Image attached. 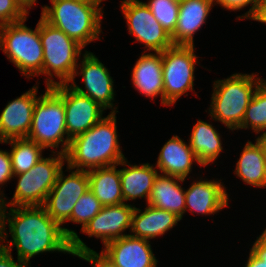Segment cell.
I'll return each mask as SVG.
<instances>
[{
  "label": "cell",
  "instance_id": "cell-1",
  "mask_svg": "<svg viewBox=\"0 0 266 267\" xmlns=\"http://www.w3.org/2000/svg\"><path fill=\"white\" fill-rule=\"evenodd\" d=\"M3 225L0 246L8 252L15 246L17 258L29 265L30 259L39 254L72 253L71 240L44 206H6ZM8 234L11 240H8Z\"/></svg>",
  "mask_w": 266,
  "mask_h": 267
},
{
  "label": "cell",
  "instance_id": "cell-2",
  "mask_svg": "<svg viewBox=\"0 0 266 267\" xmlns=\"http://www.w3.org/2000/svg\"><path fill=\"white\" fill-rule=\"evenodd\" d=\"M118 113H110L83 134L70 140L65 153L66 165L76 170L119 164L125 159L117 134Z\"/></svg>",
  "mask_w": 266,
  "mask_h": 267
},
{
  "label": "cell",
  "instance_id": "cell-3",
  "mask_svg": "<svg viewBox=\"0 0 266 267\" xmlns=\"http://www.w3.org/2000/svg\"><path fill=\"white\" fill-rule=\"evenodd\" d=\"M51 6H42L41 17L50 25L62 30L84 48L101 40L104 6L102 2L80 0H49Z\"/></svg>",
  "mask_w": 266,
  "mask_h": 267
},
{
  "label": "cell",
  "instance_id": "cell-4",
  "mask_svg": "<svg viewBox=\"0 0 266 267\" xmlns=\"http://www.w3.org/2000/svg\"><path fill=\"white\" fill-rule=\"evenodd\" d=\"M258 73H234L213 81L208 109L212 120L221 122L229 131L241 126L246 109L257 87L265 80Z\"/></svg>",
  "mask_w": 266,
  "mask_h": 267
},
{
  "label": "cell",
  "instance_id": "cell-5",
  "mask_svg": "<svg viewBox=\"0 0 266 267\" xmlns=\"http://www.w3.org/2000/svg\"><path fill=\"white\" fill-rule=\"evenodd\" d=\"M40 39L43 46L42 74L45 75L46 87L69 84L85 48L41 16Z\"/></svg>",
  "mask_w": 266,
  "mask_h": 267
},
{
  "label": "cell",
  "instance_id": "cell-6",
  "mask_svg": "<svg viewBox=\"0 0 266 267\" xmlns=\"http://www.w3.org/2000/svg\"><path fill=\"white\" fill-rule=\"evenodd\" d=\"M66 166L60 170L54 186L48 194L44 207L48 215L59 223L65 235L71 240V251L93 250L78 236L75 230L64 227L70 219L77 200L89 189L88 171L76 170ZM68 172L65 175L64 172Z\"/></svg>",
  "mask_w": 266,
  "mask_h": 267
},
{
  "label": "cell",
  "instance_id": "cell-7",
  "mask_svg": "<svg viewBox=\"0 0 266 267\" xmlns=\"http://www.w3.org/2000/svg\"><path fill=\"white\" fill-rule=\"evenodd\" d=\"M27 18L0 26V49L8 61L29 79L42 76L43 46L40 39V19L35 29L27 27Z\"/></svg>",
  "mask_w": 266,
  "mask_h": 267
},
{
  "label": "cell",
  "instance_id": "cell-8",
  "mask_svg": "<svg viewBox=\"0 0 266 267\" xmlns=\"http://www.w3.org/2000/svg\"><path fill=\"white\" fill-rule=\"evenodd\" d=\"M27 138L45 150L54 148L52 152L64 155L68 150L70 139L66 132L65 106L63 99L51 87H46L35 103Z\"/></svg>",
  "mask_w": 266,
  "mask_h": 267
},
{
  "label": "cell",
  "instance_id": "cell-9",
  "mask_svg": "<svg viewBox=\"0 0 266 267\" xmlns=\"http://www.w3.org/2000/svg\"><path fill=\"white\" fill-rule=\"evenodd\" d=\"M65 164L64 154L51 151L49 157L43 156L30 170L15 174L16 188L11 200L5 197V206H43Z\"/></svg>",
  "mask_w": 266,
  "mask_h": 267
},
{
  "label": "cell",
  "instance_id": "cell-10",
  "mask_svg": "<svg viewBox=\"0 0 266 267\" xmlns=\"http://www.w3.org/2000/svg\"><path fill=\"white\" fill-rule=\"evenodd\" d=\"M195 46L173 45L162 52L164 106H173L188 91L194 90L198 57Z\"/></svg>",
  "mask_w": 266,
  "mask_h": 267
},
{
  "label": "cell",
  "instance_id": "cell-11",
  "mask_svg": "<svg viewBox=\"0 0 266 267\" xmlns=\"http://www.w3.org/2000/svg\"><path fill=\"white\" fill-rule=\"evenodd\" d=\"M123 14L129 34L140 44L144 52H163L173 46L171 35L153 16L145 2L140 0H121Z\"/></svg>",
  "mask_w": 266,
  "mask_h": 267
},
{
  "label": "cell",
  "instance_id": "cell-12",
  "mask_svg": "<svg viewBox=\"0 0 266 267\" xmlns=\"http://www.w3.org/2000/svg\"><path fill=\"white\" fill-rule=\"evenodd\" d=\"M110 71L98 59V57L85 50L82 58L77 64L75 74L70 86L80 94L90 97L105 110L110 109V113H119L118 105L115 102L114 81L110 76ZM77 76H82L83 85L78 86L75 82Z\"/></svg>",
  "mask_w": 266,
  "mask_h": 267
},
{
  "label": "cell",
  "instance_id": "cell-13",
  "mask_svg": "<svg viewBox=\"0 0 266 267\" xmlns=\"http://www.w3.org/2000/svg\"><path fill=\"white\" fill-rule=\"evenodd\" d=\"M51 88L63 99L66 132L70 140L86 132L104 117L103 107L77 92L70 84H59Z\"/></svg>",
  "mask_w": 266,
  "mask_h": 267
},
{
  "label": "cell",
  "instance_id": "cell-14",
  "mask_svg": "<svg viewBox=\"0 0 266 267\" xmlns=\"http://www.w3.org/2000/svg\"><path fill=\"white\" fill-rule=\"evenodd\" d=\"M9 101L0 113V144L10 139L27 138L31 126L39 83Z\"/></svg>",
  "mask_w": 266,
  "mask_h": 267
},
{
  "label": "cell",
  "instance_id": "cell-15",
  "mask_svg": "<svg viewBox=\"0 0 266 267\" xmlns=\"http://www.w3.org/2000/svg\"><path fill=\"white\" fill-rule=\"evenodd\" d=\"M135 205L122 203L119 205L103 206L80 232L102 241L103 246L117 238L130 234L132 214ZM129 229V233L125 232Z\"/></svg>",
  "mask_w": 266,
  "mask_h": 267
},
{
  "label": "cell",
  "instance_id": "cell-16",
  "mask_svg": "<svg viewBox=\"0 0 266 267\" xmlns=\"http://www.w3.org/2000/svg\"><path fill=\"white\" fill-rule=\"evenodd\" d=\"M199 178L185 189V213L210 216L230 206V195L222 179Z\"/></svg>",
  "mask_w": 266,
  "mask_h": 267
},
{
  "label": "cell",
  "instance_id": "cell-17",
  "mask_svg": "<svg viewBox=\"0 0 266 267\" xmlns=\"http://www.w3.org/2000/svg\"><path fill=\"white\" fill-rule=\"evenodd\" d=\"M150 242L129 234L105 244L101 253L115 267H157Z\"/></svg>",
  "mask_w": 266,
  "mask_h": 267
},
{
  "label": "cell",
  "instance_id": "cell-18",
  "mask_svg": "<svg viewBox=\"0 0 266 267\" xmlns=\"http://www.w3.org/2000/svg\"><path fill=\"white\" fill-rule=\"evenodd\" d=\"M131 82L135 91L151 101L160 96L161 105L164 106L162 52H141L132 68Z\"/></svg>",
  "mask_w": 266,
  "mask_h": 267
},
{
  "label": "cell",
  "instance_id": "cell-19",
  "mask_svg": "<svg viewBox=\"0 0 266 267\" xmlns=\"http://www.w3.org/2000/svg\"><path fill=\"white\" fill-rule=\"evenodd\" d=\"M193 164L202 168L190 144L178 135H173L162 146L154 165L160 174L187 179Z\"/></svg>",
  "mask_w": 266,
  "mask_h": 267
},
{
  "label": "cell",
  "instance_id": "cell-20",
  "mask_svg": "<svg viewBox=\"0 0 266 267\" xmlns=\"http://www.w3.org/2000/svg\"><path fill=\"white\" fill-rule=\"evenodd\" d=\"M214 0H181L177 25L171 36L174 45L195 46L194 35L200 31L208 18Z\"/></svg>",
  "mask_w": 266,
  "mask_h": 267
},
{
  "label": "cell",
  "instance_id": "cell-21",
  "mask_svg": "<svg viewBox=\"0 0 266 267\" xmlns=\"http://www.w3.org/2000/svg\"><path fill=\"white\" fill-rule=\"evenodd\" d=\"M118 166H123L120 169V180L124 203L145 198L147 204L154 180L159 173L155 165L148 162L133 165L125 158Z\"/></svg>",
  "mask_w": 266,
  "mask_h": 267
},
{
  "label": "cell",
  "instance_id": "cell-22",
  "mask_svg": "<svg viewBox=\"0 0 266 267\" xmlns=\"http://www.w3.org/2000/svg\"><path fill=\"white\" fill-rule=\"evenodd\" d=\"M146 205L143 211L136 206L134 208L130 230L131 236L149 241L165 235L172 228L178 226V222L181 221L177 215L170 211Z\"/></svg>",
  "mask_w": 266,
  "mask_h": 267
},
{
  "label": "cell",
  "instance_id": "cell-23",
  "mask_svg": "<svg viewBox=\"0 0 266 267\" xmlns=\"http://www.w3.org/2000/svg\"><path fill=\"white\" fill-rule=\"evenodd\" d=\"M185 181L186 179L158 173L147 204L170 211L182 220L185 215V187L181 183Z\"/></svg>",
  "mask_w": 266,
  "mask_h": 267
},
{
  "label": "cell",
  "instance_id": "cell-24",
  "mask_svg": "<svg viewBox=\"0 0 266 267\" xmlns=\"http://www.w3.org/2000/svg\"><path fill=\"white\" fill-rule=\"evenodd\" d=\"M234 174L246 185L266 188V156L259 141L248 139L235 164Z\"/></svg>",
  "mask_w": 266,
  "mask_h": 267
},
{
  "label": "cell",
  "instance_id": "cell-25",
  "mask_svg": "<svg viewBox=\"0 0 266 267\" xmlns=\"http://www.w3.org/2000/svg\"><path fill=\"white\" fill-rule=\"evenodd\" d=\"M188 143L202 167L217 162V158L224 150L222 135L214 128L212 122L198 119L194 123Z\"/></svg>",
  "mask_w": 266,
  "mask_h": 267
},
{
  "label": "cell",
  "instance_id": "cell-26",
  "mask_svg": "<svg viewBox=\"0 0 266 267\" xmlns=\"http://www.w3.org/2000/svg\"><path fill=\"white\" fill-rule=\"evenodd\" d=\"M118 164L88 170L89 189L103 206L124 203Z\"/></svg>",
  "mask_w": 266,
  "mask_h": 267
},
{
  "label": "cell",
  "instance_id": "cell-27",
  "mask_svg": "<svg viewBox=\"0 0 266 267\" xmlns=\"http://www.w3.org/2000/svg\"><path fill=\"white\" fill-rule=\"evenodd\" d=\"M9 144L13 174H21L30 170L43 157L44 148L28 138L10 139L3 142Z\"/></svg>",
  "mask_w": 266,
  "mask_h": 267
},
{
  "label": "cell",
  "instance_id": "cell-28",
  "mask_svg": "<svg viewBox=\"0 0 266 267\" xmlns=\"http://www.w3.org/2000/svg\"><path fill=\"white\" fill-rule=\"evenodd\" d=\"M251 129L256 135L266 132V79L257 87L238 130Z\"/></svg>",
  "mask_w": 266,
  "mask_h": 267
},
{
  "label": "cell",
  "instance_id": "cell-29",
  "mask_svg": "<svg viewBox=\"0 0 266 267\" xmlns=\"http://www.w3.org/2000/svg\"><path fill=\"white\" fill-rule=\"evenodd\" d=\"M145 4L162 27L172 36L177 25L179 1L148 0Z\"/></svg>",
  "mask_w": 266,
  "mask_h": 267
},
{
  "label": "cell",
  "instance_id": "cell-30",
  "mask_svg": "<svg viewBox=\"0 0 266 267\" xmlns=\"http://www.w3.org/2000/svg\"><path fill=\"white\" fill-rule=\"evenodd\" d=\"M103 205L88 189L75 203L70 219L67 221L84 226L101 211Z\"/></svg>",
  "mask_w": 266,
  "mask_h": 267
},
{
  "label": "cell",
  "instance_id": "cell-31",
  "mask_svg": "<svg viewBox=\"0 0 266 267\" xmlns=\"http://www.w3.org/2000/svg\"><path fill=\"white\" fill-rule=\"evenodd\" d=\"M28 17V14L15 0H0V26L16 23Z\"/></svg>",
  "mask_w": 266,
  "mask_h": 267
},
{
  "label": "cell",
  "instance_id": "cell-32",
  "mask_svg": "<svg viewBox=\"0 0 266 267\" xmlns=\"http://www.w3.org/2000/svg\"><path fill=\"white\" fill-rule=\"evenodd\" d=\"M215 5L221 6L223 9H226L228 11H240L243 8L246 9V7H249L248 11L245 12L242 15H238L236 19L239 21L242 19H251L253 15L255 14L256 8H257V2L258 0H214Z\"/></svg>",
  "mask_w": 266,
  "mask_h": 267
},
{
  "label": "cell",
  "instance_id": "cell-33",
  "mask_svg": "<svg viewBox=\"0 0 266 267\" xmlns=\"http://www.w3.org/2000/svg\"><path fill=\"white\" fill-rule=\"evenodd\" d=\"M13 176L10 153L0 149V194L5 196L2 188L13 179Z\"/></svg>",
  "mask_w": 266,
  "mask_h": 267
},
{
  "label": "cell",
  "instance_id": "cell-34",
  "mask_svg": "<svg viewBox=\"0 0 266 267\" xmlns=\"http://www.w3.org/2000/svg\"><path fill=\"white\" fill-rule=\"evenodd\" d=\"M71 255L85 260L92 264V267H115L101 252L95 250L72 252Z\"/></svg>",
  "mask_w": 266,
  "mask_h": 267
},
{
  "label": "cell",
  "instance_id": "cell-35",
  "mask_svg": "<svg viewBox=\"0 0 266 267\" xmlns=\"http://www.w3.org/2000/svg\"><path fill=\"white\" fill-rule=\"evenodd\" d=\"M12 252H8L0 246V267H31L29 264L20 261L18 258L15 262Z\"/></svg>",
  "mask_w": 266,
  "mask_h": 267
},
{
  "label": "cell",
  "instance_id": "cell-36",
  "mask_svg": "<svg viewBox=\"0 0 266 267\" xmlns=\"http://www.w3.org/2000/svg\"><path fill=\"white\" fill-rule=\"evenodd\" d=\"M250 250L266 264V233L263 231L252 244Z\"/></svg>",
  "mask_w": 266,
  "mask_h": 267
},
{
  "label": "cell",
  "instance_id": "cell-37",
  "mask_svg": "<svg viewBox=\"0 0 266 267\" xmlns=\"http://www.w3.org/2000/svg\"><path fill=\"white\" fill-rule=\"evenodd\" d=\"M250 20L266 24V0H258L255 14Z\"/></svg>",
  "mask_w": 266,
  "mask_h": 267
},
{
  "label": "cell",
  "instance_id": "cell-38",
  "mask_svg": "<svg viewBox=\"0 0 266 267\" xmlns=\"http://www.w3.org/2000/svg\"><path fill=\"white\" fill-rule=\"evenodd\" d=\"M244 267H266L265 262L257 257L251 250Z\"/></svg>",
  "mask_w": 266,
  "mask_h": 267
},
{
  "label": "cell",
  "instance_id": "cell-39",
  "mask_svg": "<svg viewBox=\"0 0 266 267\" xmlns=\"http://www.w3.org/2000/svg\"><path fill=\"white\" fill-rule=\"evenodd\" d=\"M5 196L0 194V242L3 236L4 229V211H5Z\"/></svg>",
  "mask_w": 266,
  "mask_h": 267
},
{
  "label": "cell",
  "instance_id": "cell-40",
  "mask_svg": "<svg viewBox=\"0 0 266 267\" xmlns=\"http://www.w3.org/2000/svg\"><path fill=\"white\" fill-rule=\"evenodd\" d=\"M19 6L29 15L30 9L36 7L37 0H15Z\"/></svg>",
  "mask_w": 266,
  "mask_h": 267
},
{
  "label": "cell",
  "instance_id": "cell-41",
  "mask_svg": "<svg viewBox=\"0 0 266 267\" xmlns=\"http://www.w3.org/2000/svg\"><path fill=\"white\" fill-rule=\"evenodd\" d=\"M259 143L262 145L263 150H264V154L266 156V132L261 133L259 135H257V137H255Z\"/></svg>",
  "mask_w": 266,
  "mask_h": 267
},
{
  "label": "cell",
  "instance_id": "cell-42",
  "mask_svg": "<svg viewBox=\"0 0 266 267\" xmlns=\"http://www.w3.org/2000/svg\"><path fill=\"white\" fill-rule=\"evenodd\" d=\"M80 1H84V2H103L105 0H80Z\"/></svg>",
  "mask_w": 266,
  "mask_h": 267
}]
</instances>
